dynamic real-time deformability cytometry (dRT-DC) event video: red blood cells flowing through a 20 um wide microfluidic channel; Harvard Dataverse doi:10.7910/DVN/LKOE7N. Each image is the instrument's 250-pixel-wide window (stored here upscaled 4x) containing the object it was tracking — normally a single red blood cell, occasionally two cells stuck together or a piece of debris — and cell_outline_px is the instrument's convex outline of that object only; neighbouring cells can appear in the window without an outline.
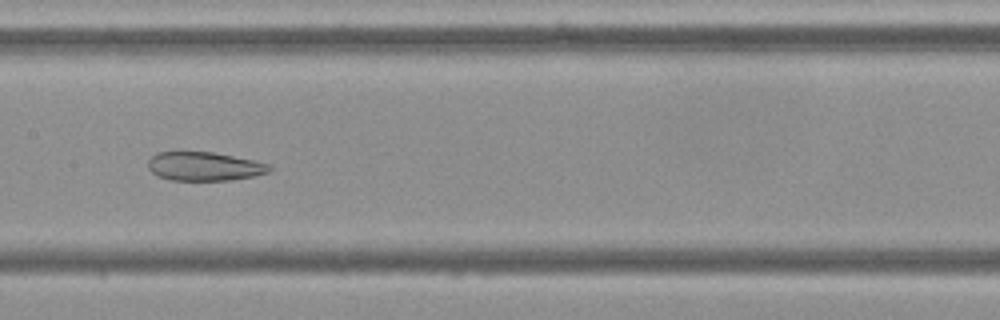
{"species": "Egyptian fruit bat (a non-hibernating species)", "species_latin": "Rousettus aegyptiacus", "temperature_condition": "cold", "stored_images_in_passage": 43, "camera_frame_rate_fps": 3000, "um_per_image_px": 0.085, "frame": {"image": 1, "passage_image": 15, "time_ms": 4.667, "image_size_px": [1000, 320], "cell_outline_px": [[272, 168], [268, 172], [252, 176], [232, 180], [172, 180], [156, 176], [148, 168], [148, 160], [156, 152], [212, 152], [252, 160], [268, 164]], "centroid_in_image_um": [17.32, 14.14], "position_along_channel_um": 190.1, "area_um2": 20.17}}
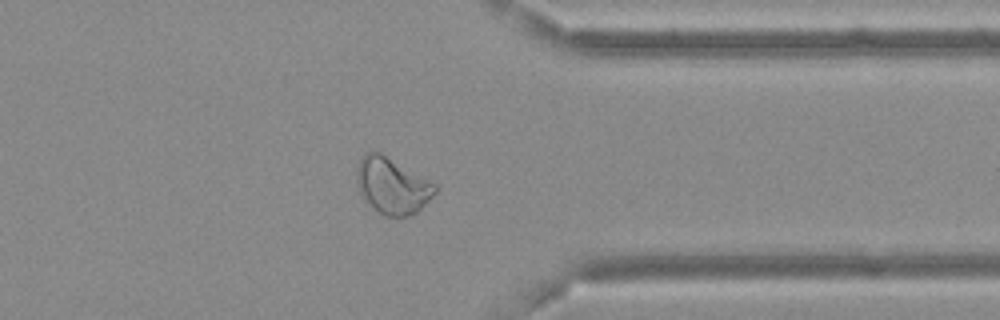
{"frame": {"image": 2, "passage_image": 31, "time_ms": 10.0, "image_size_px": [1000, 320], "cell_outline_px": [[436, 192], [416, 212], [408, 216], [384, 216], [364, 200], [356, 184], [356, 168], [360, 156], [364, 152], [380, 152], [436, 184]], "centroid_in_image_um": [33.28, 15.77], "position_along_channel_um": 378.1, "area_um2": 25.49}}
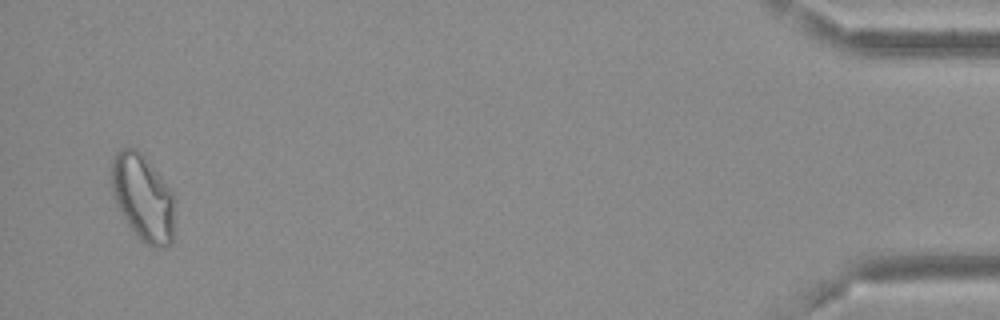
{"frame": {"image": 3, "passage_image": 41, "time_ms": 13.333, "image_size_px": [1000, 320], "cell_outline_px": [[176, 196], [172, 240], [164, 248], [152, 248], [140, 240], [128, 224], [116, 204], [112, 192], [112, 160], [116, 152], [120, 148], [136, 148], [144, 156]], "centroid_in_image_um": [12.17, 16.82], "position_along_channel_um": 423.0, "area_um2": 32.02}, "authors_computed_cell_mechanics": {"area_um2": 24.9696, "velocity_mm_per_s": 3.6551, "shape_relaxation_time_tau1_ms": null, "shape_relaxation_time_tau2_ms": 7.0872, "deformation_change_tau1": null, "deformation_change_tau2": 0.1191}}